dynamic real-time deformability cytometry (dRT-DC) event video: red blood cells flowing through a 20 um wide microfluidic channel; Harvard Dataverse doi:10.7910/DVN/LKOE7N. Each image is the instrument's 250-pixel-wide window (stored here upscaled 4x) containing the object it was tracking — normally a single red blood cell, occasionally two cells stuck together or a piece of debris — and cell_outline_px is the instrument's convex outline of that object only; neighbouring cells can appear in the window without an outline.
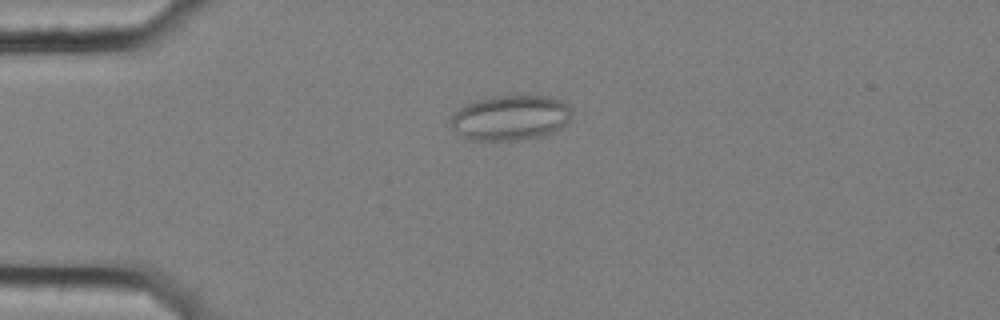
{"species": "common noctule bat (a hibernating species)", "species_latin": "Nyctalus noctula", "temperature_condition": "cold", "stored_images_in_passage": 58, "camera_frame_rate_fps": 3000, "um_per_image_px": 0.085, "animal": {"sex": "female", "body_mass_g": 25.1}, "frame": {"image": 1, "passage_image": 15, "time_ms": 4.667, "image_size_px": [1000, 320], "cell_outline_px": [[572, 116], [560, 128], [544, 136], [520, 140], [472, 140], [460, 136], [448, 124], [448, 120], [452, 112], [464, 104], [476, 100], [492, 96], [548, 96], [560, 100], [568, 104], [572, 108]], "centroid_in_image_um": [43.33, 10.01], "position_along_channel_um": 41.7, "area_um2": 32.37}}
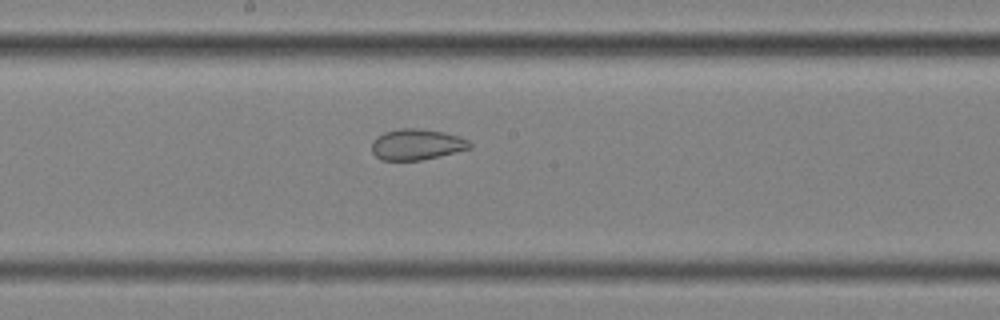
{"frame": {"image": 2, "passage_image": 32, "time_ms": 10.333, "image_size_px": [1000, 320], "cell_outline_px": [[472, 148], [420, 160], [380, 160], [372, 152], [372, 140], [376, 136], [384, 132], [400, 128], [416, 128], [444, 132], [460, 136], [468, 140], [472, 144]], "centroid_in_image_um": [35.4, 12.27], "position_along_channel_um": 212.8, "area_um2": 17.69}}
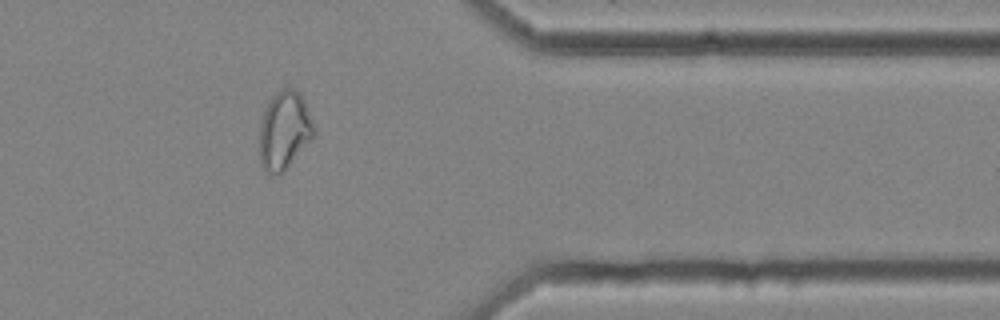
{"frame": {"image": 3, "passage_image": 48, "time_ms": 15.667, "image_size_px": [1000, 320], "cell_outline_px": [[316, 132], [284, 172], [272, 172], [264, 168], [260, 164], [260, 124], [264, 112], [272, 96], [276, 92], [284, 88], [292, 88], [300, 92], [304, 100], [316, 128]], "centroid_in_image_um": [24.19, 11.04], "position_along_channel_um": 387.2, "area_um2": 24.39}, "authors_computed_cell_mechanics": {"area_um2": 25.4609, "velocity_mm_per_s": 3.5201, "shape_relaxation_time_tau1_ms": null, "shape_relaxation_time_tau2_ms": 1.5221, "deformation_change_tau1": null, "deformation_change_tau2": 0.0609}}